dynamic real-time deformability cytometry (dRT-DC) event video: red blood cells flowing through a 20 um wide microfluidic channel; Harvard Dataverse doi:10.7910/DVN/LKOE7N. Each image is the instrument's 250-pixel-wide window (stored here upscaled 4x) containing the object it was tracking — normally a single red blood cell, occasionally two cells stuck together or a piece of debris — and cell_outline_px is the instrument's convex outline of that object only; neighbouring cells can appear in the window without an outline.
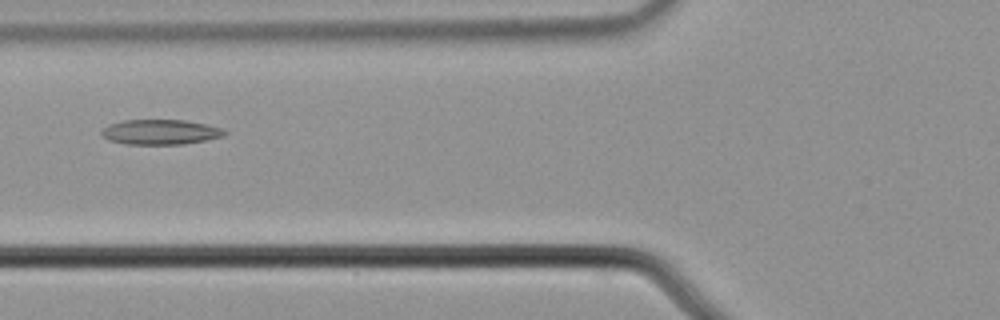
{"species": "common noctule bat (a hibernating species)", "species_latin": "Nyctalus noctula", "temperature_condition": "cold", "stored_images_in_passage": 4, "camera_frame_rate_fps": 3000, "um_per_image_px": 0.085, "animal": {"sex": "male", "body_mass_g": 21.5, "forearm_length_mm": 52.0}, "frame": {"image": 1, "passage_image": 4, "time_ms": 1.0, "image_size_px": [1000, 320], "cell_outline_px": [[228, 132], [224, 136], [184, 144], [124, 144], [108, 140], [100, 136], [100, 132], [108, 124], [124, 120], [184, 120], [204, 124], [220, 128]], "centroid_in_image_um": [13.57, 11.22], "position_along_channel_um": 112.2, "area_um2": 17.92}}